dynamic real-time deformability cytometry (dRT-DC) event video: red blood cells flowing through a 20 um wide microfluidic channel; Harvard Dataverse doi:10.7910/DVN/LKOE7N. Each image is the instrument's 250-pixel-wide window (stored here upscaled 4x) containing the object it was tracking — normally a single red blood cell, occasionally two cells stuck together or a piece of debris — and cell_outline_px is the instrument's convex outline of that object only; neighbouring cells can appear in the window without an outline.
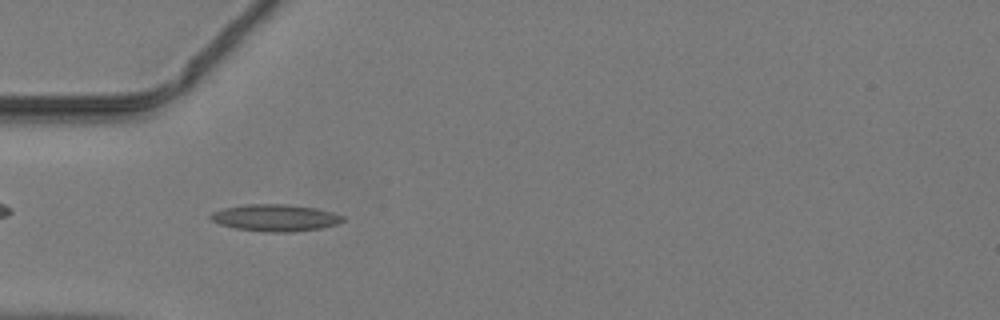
{"species": "common noctule bat (a hibernating species)", "species_latin": "Nyctalus noctula", "temperature_condition": "warm", "stored_images_in_passage": 34, "camera_frame_rate_fps": 3000, "um_per_image_px": 0.085, "animal": {"sex": "male", "body_mass_g": 19.2, "forearm_length_mm": 51.8}, "frame": {"image": 1, "passage_image": 2, "time_ms": 0.333, "image_size_px": [1000, 320], "cell_outline_px": [[344, 220], [336, 224], [320, 228], [292, 232], [268, 232], [236, 228], [220, 224], [212, 220], [208, 216], [212, 212], [224, 208], [244, 204], [284, 204], [316, 208], [332, 212], [344, 216]], "centroid_in_image_um": [23.39, 18.5], "position_along_channel_um": 61.6, "area_um2": 20.58}}
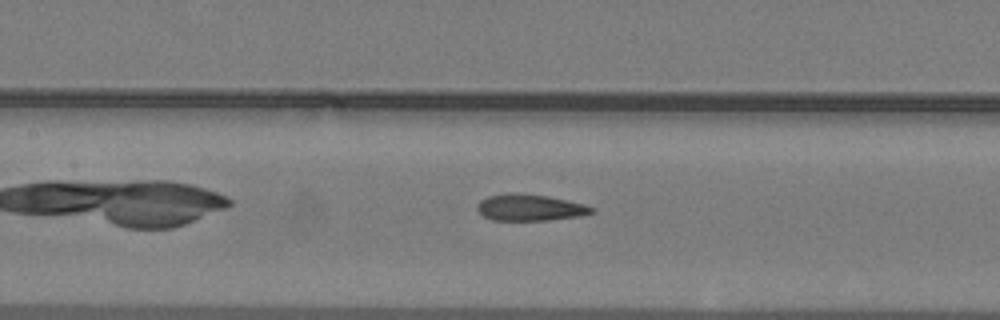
{"frame": {"image": 2, "passage_image": 9, "time_ms": 2.667, "image_size_px": [1000, 320], "cell_outline_px": [[596, 212], [580, 216], [548, 220], [492, 220], [484, 216], [476, 208], [476, 204], [480, 200], [488, 196], [508, 192], [516, 192], [548, 196], [584, 204], [596, 208]], "centroid_in_image_um": [45.04, 17.63], "position_along_channel_um": 162.4, "area_um2": 17.86}}
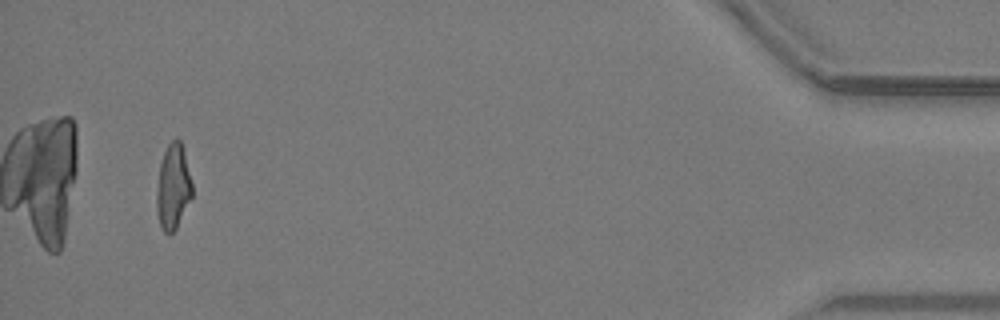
{"frame": {"image": 3, "passage_image": 32, "time_ms": 10.333, "image_size_px": [1000, 320], "cell_outline_px": [[192, 196], [176, 228], [168, 236], [164, 232], [160, 224], [156, 212], [156, 188], [160, 164], [164, 152], [168, 144], [176, 136], [180, 140], [184, 152], [192, 184]], "centroid_in_image_um": [14.69, 15.88], "position_along_channel_um": 420.5, "area_um2": 17.63}}